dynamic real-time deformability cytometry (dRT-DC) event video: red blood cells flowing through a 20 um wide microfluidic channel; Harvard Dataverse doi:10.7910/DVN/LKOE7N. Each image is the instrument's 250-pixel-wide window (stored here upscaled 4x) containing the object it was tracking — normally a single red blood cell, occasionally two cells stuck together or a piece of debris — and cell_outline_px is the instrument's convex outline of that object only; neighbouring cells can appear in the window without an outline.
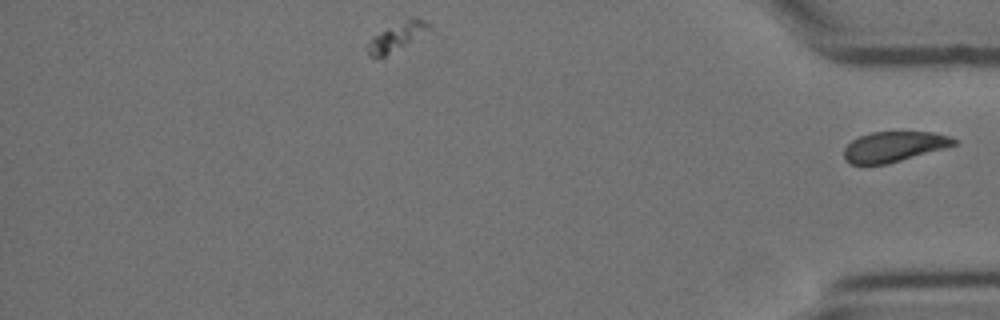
{"species": "Egyptian fruit bat (a non-hibernating species)", "species_latin": "Rousettus aegyptiacus", "temperature_condition": "cold", "stored_images_in_passage": 38, "segment_of_instrument_passage": [2, 2], "camera_frame_rate_fps": 3000, "um_per_image_px": 0.085, "animal": {"sex": "female"}, "frame": {"image": 1, "passage_image": 38, "time_ms": 12.333, "image_size_px": [1000, 320], "cell_outline_px": [[956, 144], [944, 148], [900, 160], [884, 164], [848, 164], [844, 160], [844, 148], [852, 140], [860, 136], [872, 132], [932, 132], [952, 136], [956, 140]], "centroid_in_image_um": [75.96, 12.46], "position_along_channel_um": 359.2, "area_um2": 19.19}}